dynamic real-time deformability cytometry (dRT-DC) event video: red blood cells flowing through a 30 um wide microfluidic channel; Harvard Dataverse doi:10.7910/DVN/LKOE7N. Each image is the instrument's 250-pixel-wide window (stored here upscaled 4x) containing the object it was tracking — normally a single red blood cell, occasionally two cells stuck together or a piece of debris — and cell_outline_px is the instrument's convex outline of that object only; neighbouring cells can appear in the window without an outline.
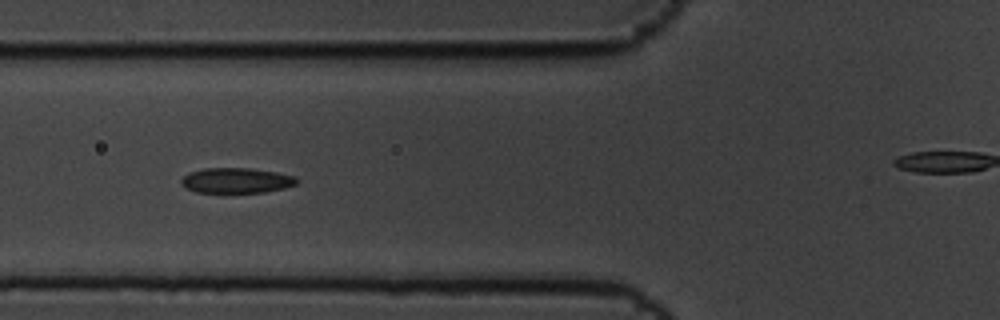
{"species": "common noctule bat (a hibernating species)", "species_latin": "Nyctalus noctula", "temperature_condition": "cold", "stored_images_in_passage": 9, "segment_of_instrument_passage": [1, 2], "camera_frame_rate_fps": 3000, "um_per_image_px": 0.085, "animal": {"sex": "male", "body_mass_g": 19.5, "forearm_length_mm": 54.6}, "frame": {"image": 1, "passage_image": 6, "time_ms": 1.667, "image_size_px": [1000, 320], "cell_outline_px": [[300, 180], [296, 184], [284, 188], [264, 192], [196, 192], [184, 188], [180, 184], [180, 180], [188, 172], [204, 168], [248, 168], [276, 172], [296, 176]], "centroid_in_image_um": [20.07, 15.33], "position_along_channel_um": 105.7, "area_um2": 17.11}}
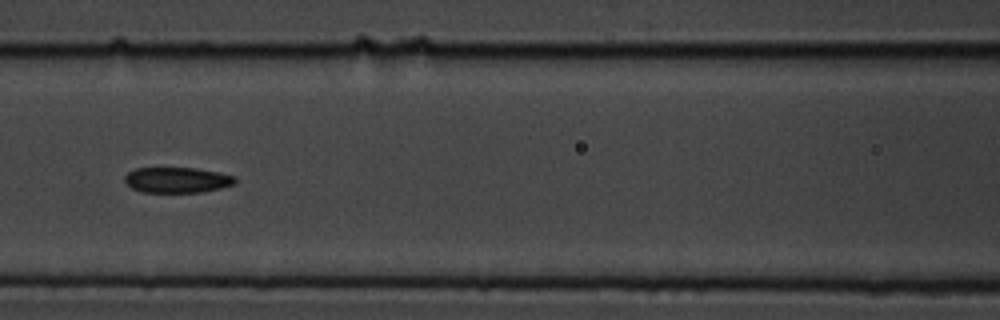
{"frame": {"image": 2, "passage_image": 7, "time_ms": 2.0, "image_size_px": [1000, 320], "cell_outline_px": [[236, 184], [220, 188], [200, 192], [140, 192], [132, 188], [124, 180], [124, 176], [128, 172], [136, 168], [196, 168], [220, 172], [236, 176]], "centroid_in_image_um": [15.07, 15.29], "position_along_channel_um": 151.5, "area_um2": 16.53}}
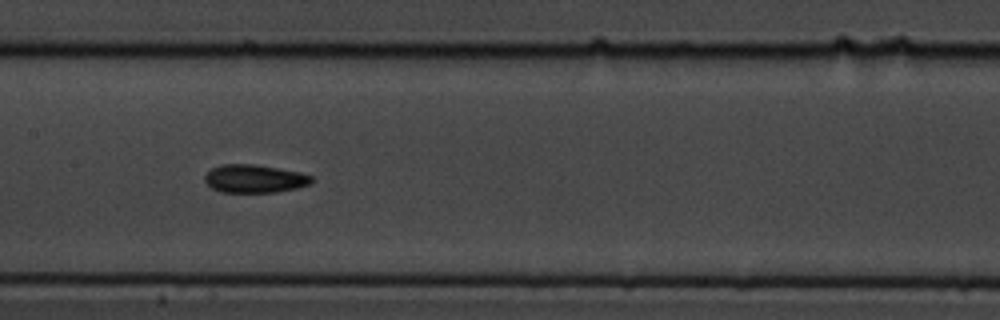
{"frame": {"image": 3, "passage_image": 8, "time_ms": 2.333, "image_size_px": [1000, 320], "cell_outline_px": [[312, 180], [308, 184], [296, 188], [276, 192], [220, 192], [212, 188], [204, 180], [204, 176], [212, 168], [220, 164], [252, 164], [300, 172], [312, 176]], "centroid_in_image_um": [21.59, 15.19], "position_along_channel_um": 185.8, "area_um2": 17.34}}